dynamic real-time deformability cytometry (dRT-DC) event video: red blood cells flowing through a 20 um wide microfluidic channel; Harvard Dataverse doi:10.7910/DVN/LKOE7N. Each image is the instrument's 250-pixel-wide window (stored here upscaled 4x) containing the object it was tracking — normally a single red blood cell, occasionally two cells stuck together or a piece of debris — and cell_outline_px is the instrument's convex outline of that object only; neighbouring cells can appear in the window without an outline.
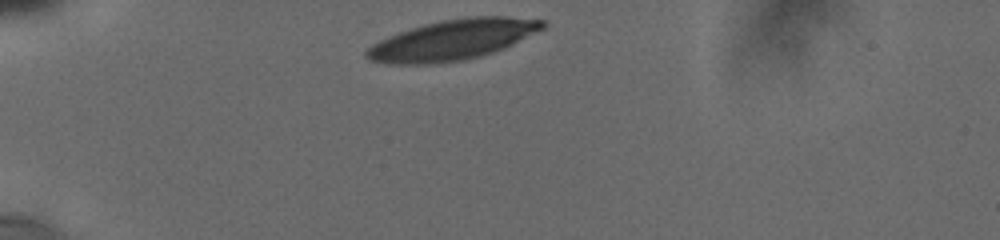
{"species": "human", "species_latin": "Homo sapiens", "temperature_condition": "cold", "stored_images_in_passage": 36, "camera_frame_rate_fps": 3000, "um_per_image_px": 0.085, "donor": {"sex": "male"}, "frame": {"image": 1, "passage_image": 1, "time_ms": 0.0, "image_size_px": [1000, 240], "cell_outline_px": [[548, 28], [504, 48], [480, 56], [464, 60], [436, 64], [388, 64], [368, 60], [364, 56], [364, 52], [372, 44], [388, 36], [424, 24], [440, 20], [468, 16], [504, 16], [544, 20], [548, 24]], "centroid_in_image_um": [38.51, 3.38], "position_along_channel_um": 46.5, "area_um2": 41.79}}
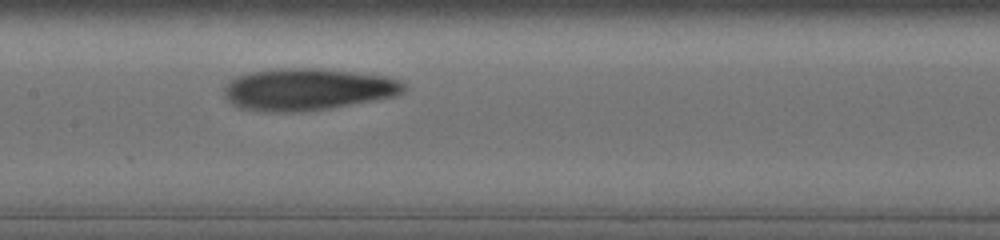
{"frame": {"image": 2, "passage_image": 18, "time_ms": 4.667, "image_size_px": [1000, 240], "cell_outline_px": [[408, 88], [404, 92], [396, 96], [328, 108], [292, 112], [280, 112], [240, 108], [232, 104], [224, 96], [224, 84], [228, 80], [236, 76], [252, 72], [280, 68], [320, 68], [388, 76], [400, 80]], "centroid_in_image_um": [26.15, 7.58], "position_along_channel_um": 181.3, "area_um2": 43.93}}
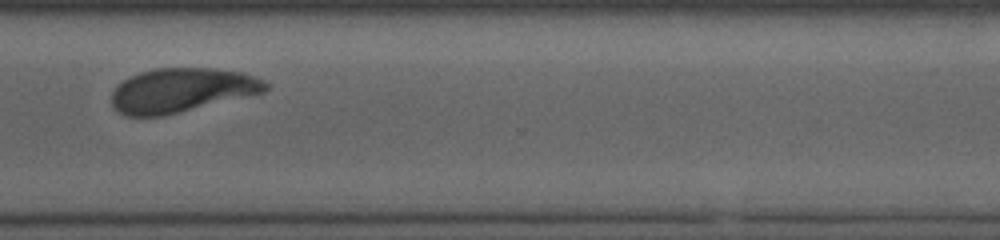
{"frame": {"image": 3, "passage_image": 35, "time_ms": 9.333, "image_size_px": [1000, 240], "cell_outline_px": [[268, 88], [264, 92], [164, 116], [128, 116], [120, 112], [112, 104], [112, 92], [116, 84], [140, 72], [156, 68], [212, 68], [244, 72], [256, 76], [264, 80], [268, 84]], "centroid_in_image_um": [15.45, 7.66], "position_along_channel_um": 355.1, "area_um2": 39.59}}